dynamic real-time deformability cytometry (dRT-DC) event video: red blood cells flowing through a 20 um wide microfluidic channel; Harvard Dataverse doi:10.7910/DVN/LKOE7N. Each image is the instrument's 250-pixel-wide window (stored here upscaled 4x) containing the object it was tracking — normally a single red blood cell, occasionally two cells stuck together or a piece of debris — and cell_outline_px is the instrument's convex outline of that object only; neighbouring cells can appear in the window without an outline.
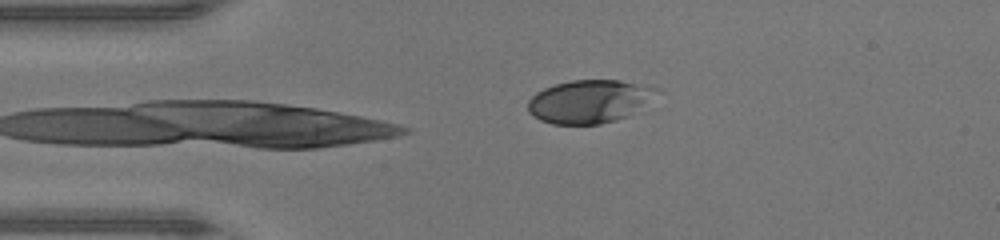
{"species": "human", "species_latin": "Homo sapiens", "temperature_condition": "warm", "stored_images_in_passage": 13, "camera_frame_rate_fps": 3000, "um_per_image_px": 0.085, "donor": {"sex": "male"}, "frame": {"image": 1, "passage_image": 13, "time_ms": 4.0, "image_size_px": [1000, 240], "cell_outline_px": [[656, 88], [644, 112], [616, 120], [600, 124], [552, 124], [540, 120], [532, 116], [528, 112], [528, 100], [536, 92], [544, 88], [556, 84], [572, 80], [620, 80]], "centroid_in_image_um": [50.1, 8.64], "position_along_channel_um": 34.9, "area_um2": 32.66}}